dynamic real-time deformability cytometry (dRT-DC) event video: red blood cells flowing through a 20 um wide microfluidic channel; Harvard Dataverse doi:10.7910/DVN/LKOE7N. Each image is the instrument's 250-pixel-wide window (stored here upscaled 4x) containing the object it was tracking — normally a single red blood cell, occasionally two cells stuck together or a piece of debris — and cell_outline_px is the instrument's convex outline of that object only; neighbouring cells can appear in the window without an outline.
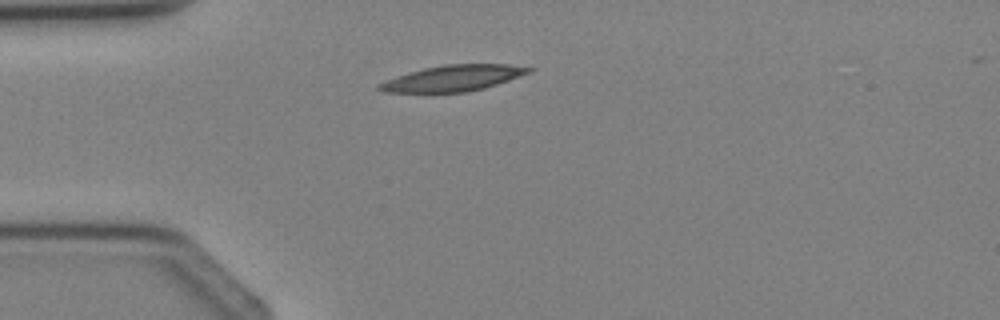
{"species": "Egyptian fruit bat (a non-hibernating species)", "species_latin": "Rousettus aegyptiacus", "temperature_condition": "cold", "stored_images_in_passage": 1, "camera_frame_rate_fps": 3000, "um_per_image_px": 0.085, "animal": {"sex": "female"}, "frame": {"image": 1, "passage_image": 1, "time_ms": 0.0, "image_size_px": [1000, 320], "cell_outline_px": [[536, 68], [532, 72], [484, 88], [468, 92], [384, 92], [376, 88], [376, 84], [396, 76], [408, 72], [424, 68], [444, 64], [508, 64]], "centroid_in_image_um": [38.51, 6.64], "position_along_channel_um": 46.5, "area_um2": 22.66}}